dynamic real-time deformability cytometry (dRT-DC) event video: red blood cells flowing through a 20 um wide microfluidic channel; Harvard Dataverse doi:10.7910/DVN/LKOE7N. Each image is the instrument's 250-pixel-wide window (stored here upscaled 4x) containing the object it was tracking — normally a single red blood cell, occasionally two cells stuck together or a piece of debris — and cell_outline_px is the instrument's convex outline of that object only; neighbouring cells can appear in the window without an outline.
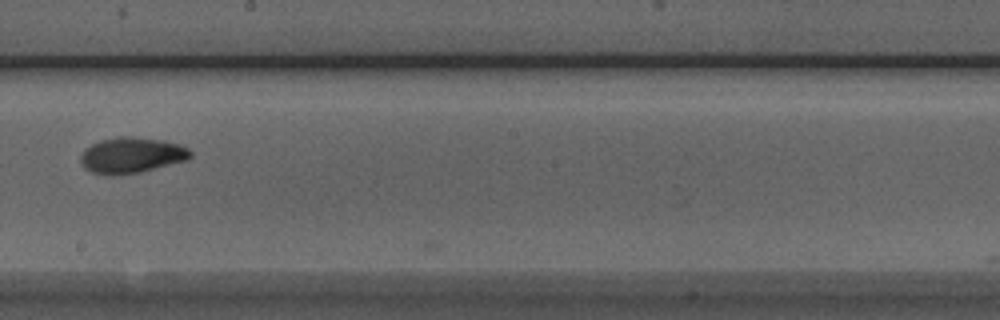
{"species": "Egyptian fruit bat (a non-hibernating species)", "species_latin": "Rousettus aegyptiacus", "temperature_condition": "room temperature", "stored_images_in_passage": 17, "camera_frame_rate_fps": 3000, "um_per_image_px": 0.085, "animal": {"sex": "male"}, "frame": {"image": 1, "passage_image": 14, "time_ms": 4.333, "image_size_px": [1000, 320], "cell_outline_px": [[192, 156], [188, 160], [140, 172], [112, 176], [108, 176], [92, 172], [84, 168], [80, 160], [80, 156], [84, 148], [100, 140], [116, 136], [128, 136], [164, 140], [180, 144], [188, 148], [192, 152]], "centroid_in_image_um": [11.18, 13.19], "position_along_channel_um": 237.0, "area_um2": 23.24}}